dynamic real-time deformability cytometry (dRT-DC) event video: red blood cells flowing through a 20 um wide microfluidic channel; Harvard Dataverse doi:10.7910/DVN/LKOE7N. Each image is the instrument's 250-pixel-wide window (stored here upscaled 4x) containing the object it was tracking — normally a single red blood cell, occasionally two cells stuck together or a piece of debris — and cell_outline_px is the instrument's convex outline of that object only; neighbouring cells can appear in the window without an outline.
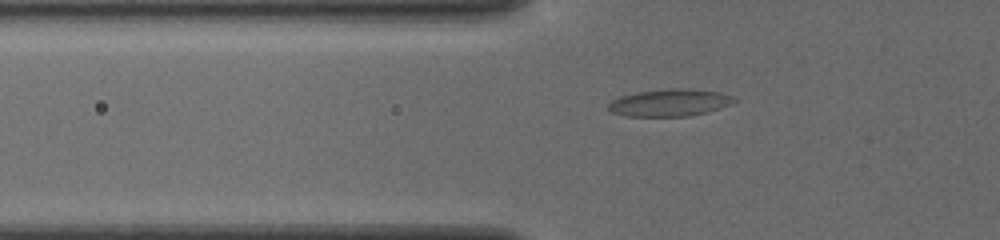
{"species": "common noctule bat (a hibernating species)", "species_latin": "Nyctalus noctula", "temperature_condition": "cold", "stored_images_in_passage": 36, "camera_frame_rate_fps": 3000, "um_per_image_px": 0.085, "animal": {"sex": "female", "body_mass_g": 19.5, "forearm_length_mm": 54.1}, "frame": {"image": 1, "passage_image": 2, "time_ms": 0.333, "image_size_px": [1000, 240], "cell_outline_px": [[736, 100], [728, 104], [704, 112], [688, 116], [628, 116], [612, 112], [608, 108], [608, 104], [612, 100], [620, 96], [636, 92], [668, 88], [688, 88], [720, 92], [732, 96]], "centroid_in_image_um": [56.87, 8.71], "position_along_channel_um": 68.9, "area_um2": 19.65}}
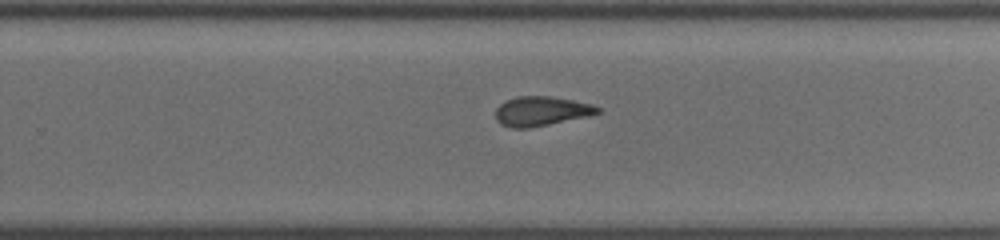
{"frame": {"image": 2, "passage_image": 19, "time_ms": 6.0, "image_size_px": [1000, 240], "cell_outline_px": [[600, 112], [584, 116], [548, 124], [528, 128], [512, 128], [500, 124], [496, 120], [496, 108], [500, 104], [516, 96], [552, 96], [592, 104], [600, 108]], "centroid_in_image_um": [45.96, 9.44], "position_along_channel_um": 283.8, "area_um2": 17.22}}
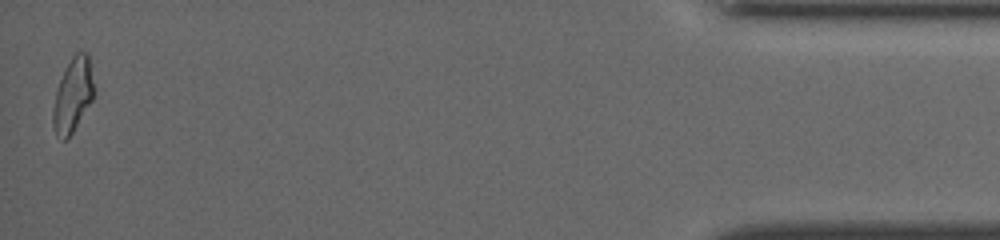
{"frame": {"image": 3, "passage_image": 36, "time_ms": 11.667, "image_size_px": [1000, 240], "cell_outline_px": [[92, 100], [72, 132], [64, 140], [56, 136], [52, 124], [52, 112], [56, 92], [60, 80], [72, 56], [76, 52], [88, 52], [92, 84]], "centroid_in_image_um": [6.15, 8.1], "position_along_channel_um": 429.0, "area_um2": 16.99}, "authors_computed_cell_mechanics": {"area_um2": 17.2822, "velocity_mm_per_s": 3.8728, "shape_relaxation_time_tau1_ms": 6.4113, "shape_relaxation_time_tau2_ms": 2.6446, "deformation_change_tau1": 0.1817, "deformation_change_tau2": 0.0866}}